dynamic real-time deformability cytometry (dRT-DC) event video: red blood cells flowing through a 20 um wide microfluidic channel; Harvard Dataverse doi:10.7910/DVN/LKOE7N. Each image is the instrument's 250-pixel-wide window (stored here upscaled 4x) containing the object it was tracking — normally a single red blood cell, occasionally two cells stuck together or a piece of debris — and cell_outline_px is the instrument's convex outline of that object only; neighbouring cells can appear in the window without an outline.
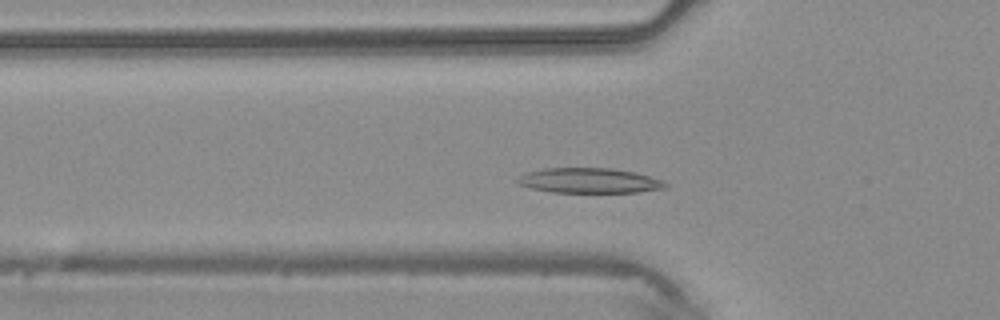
{"species": "common noctule bat (a hibernating species)", "species_latin": "Nyctalus noctula", "temperature_condition": "warm", "stored_images_in_passage": 37, "camera_frame_rate_fps": 3000, "um_per_image_px": 0.085, "animal": {"sex": "male", "body_mass_g": 20.4}, "frame": {"image": 1, "passage_image": 6, "time_ms": 1.667, "image_size_px": [1000, 320], "cell_outline_px": [[668, 188], [636, 192], [552, 192], [532, 188], [520, 184], [516, 180], [520, 176], [528, 172], [544, 168], [612, 168], [636, 172], [660, 180], [668, 184]], "centroid_in_image_um": [50.12, 15.34], "position_along_channel_um": 75.7, "area_um2": 21.39}}
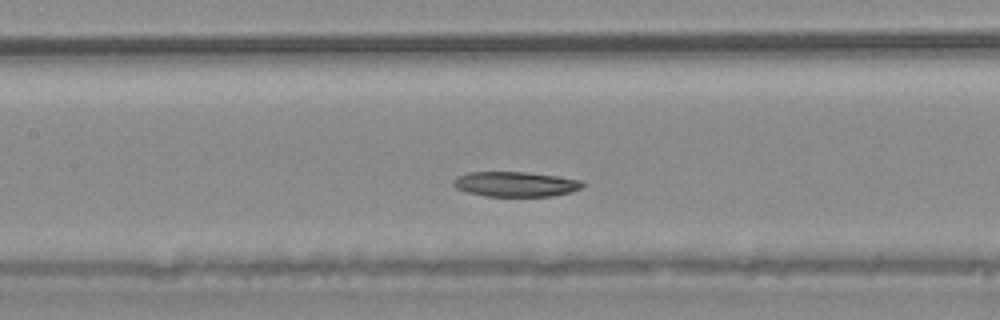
{"frame": {"image": 2, "passage_image": 12, "time_ms": 3.667, "image_size_px": [1000, 320], "cell_outline_px": [[584, 184], [580, 188], [568, 192], [552, 196], [484, 196], [468, 192], [456, 188], [452, 184], [452, 180], [456, 176], [468, 172], [524, 172], [556, 176], [580, 180]], "centroid_in_image_um": [43.74, 15.65], "position_along_channel_um": 163.7, "area_um2": 18.67}}
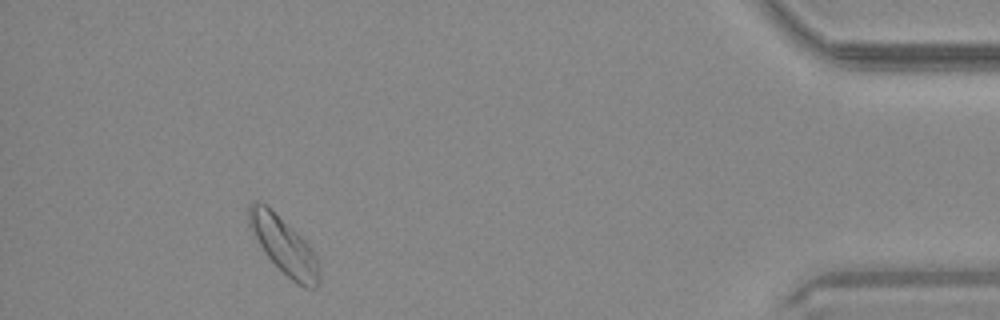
{"frame": {"image": 3, "passage_image": 33, "time_ms": 10.667, "image_size_px": [1000, 320], "cell_outline_px": [[320, 280], [316, 288], [304, 288], [296, 284], [264, 252], [248, 224], [248, 204], [260, 200], [292, 228], [312, 248], [316, 256], [320, 272]], "centroid_in_image_um": [24.14, 20.89], "position_along_channel_um": 411.1, "area_um2": 22.89}}